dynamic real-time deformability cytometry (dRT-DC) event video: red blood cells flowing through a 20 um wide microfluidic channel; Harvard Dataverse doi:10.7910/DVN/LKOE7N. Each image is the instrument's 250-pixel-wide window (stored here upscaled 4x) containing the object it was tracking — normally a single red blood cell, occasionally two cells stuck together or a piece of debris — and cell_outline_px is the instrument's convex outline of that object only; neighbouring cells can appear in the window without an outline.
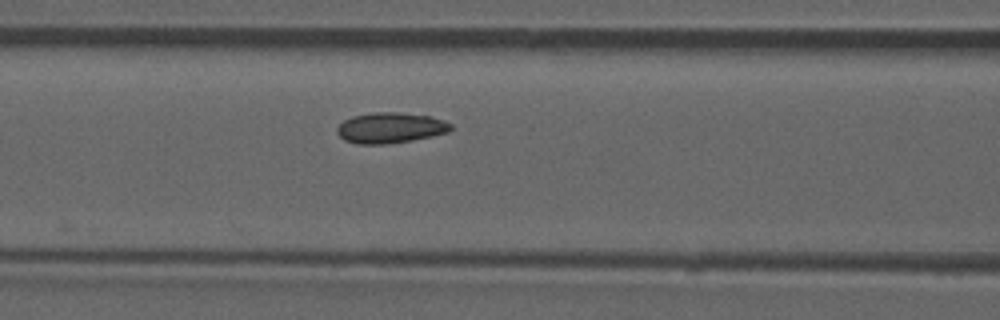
{"species": "common noctule bat (a hibernating species)", "species_latin": "Nyctalus noctula", "temperature_condition": "room temperature", "stored_images_in_passage": 5, "camera_frame_rate_fps": 3000, "um_per_image_px": 0.085, "animal": {"sex": "male", "forearm_length_mm": 52.5}, "frame": {"image": 1, "passage_image": 5, "time_ms": 5.667, "image_size_px": [1000, 320], "cell_outline_px": [[452, 128], [448, 132], [432, 136], [412, 140], [388, 144], [360, 144], [344, 140], [336, 132], [336, 128], [344, 120], [352, 116], [372, 112], [400, 112], [428, 116], [444, 120], [452, 124]], "centroid_in_image_um": [33.17, 10.86], "position_along_channel_um": 133.4, "area_um2": 20.35}}